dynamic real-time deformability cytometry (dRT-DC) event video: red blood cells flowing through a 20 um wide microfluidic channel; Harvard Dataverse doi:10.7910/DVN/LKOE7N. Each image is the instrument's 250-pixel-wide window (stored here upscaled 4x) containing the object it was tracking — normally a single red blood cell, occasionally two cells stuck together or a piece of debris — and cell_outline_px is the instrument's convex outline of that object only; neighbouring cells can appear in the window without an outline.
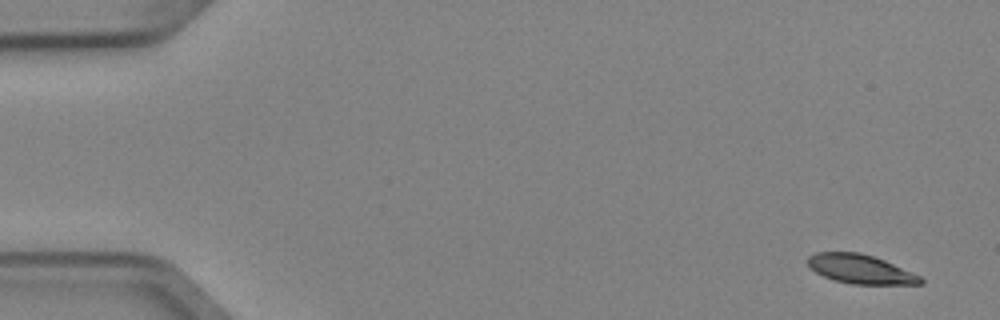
{"species": "Egyptian fruit bat (a non-hibernating species)", "species_latin": "Rousettus aegyptiacus", "temperature_condition": "cold", "stored_images_in_passage": 5, "camera_frame_rate_fps": 3000, "um_per_image_px": 0.085, "animal": {"sex": "female"}, "frame": {"image": 1, "passage_image": 1, "time_ms": 0.0, "image_size_px": [1000, 320], "cell_outline_px": [[924, 284], [852, 284], [836, 280], [824, 276], [816, 272], [808, 264], [808, 256], [816, 252], [860, 252], [884, 260], [920, 276], [924, 280]], "centroid_in_image_um": [73.14, 22.87], "position_along_channel_um": 11.9, "area_um2": 18.84}}
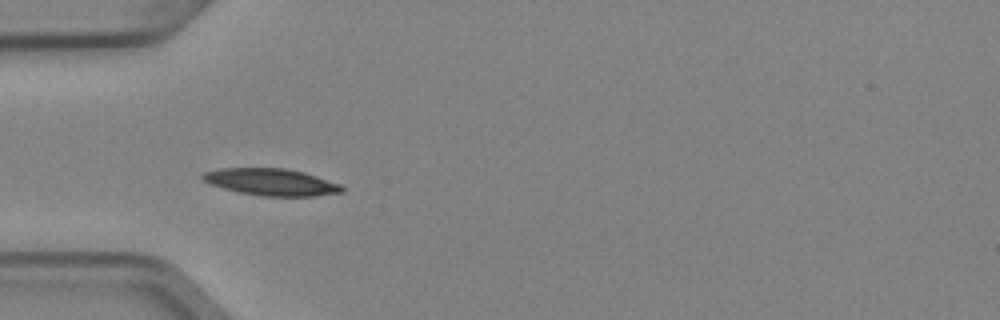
{"frame": {"image": 2, "passage_image": 5, "time_ms": 1.333, "image_size_px": [1000, 320], "cell_outline_px": [[344, 192], [316, 196], [260, 196], [240, 192], [224, 188], [212, 184], [204, 180], [200, 176], [204, 172], [220, 168], [284, 168], [304, 172], [340, 184], [344, 188]], "centroid_in_image_um": [23.08, 15.47], "position_along_channel_um": 61.9, "area_um2": 21.73}}